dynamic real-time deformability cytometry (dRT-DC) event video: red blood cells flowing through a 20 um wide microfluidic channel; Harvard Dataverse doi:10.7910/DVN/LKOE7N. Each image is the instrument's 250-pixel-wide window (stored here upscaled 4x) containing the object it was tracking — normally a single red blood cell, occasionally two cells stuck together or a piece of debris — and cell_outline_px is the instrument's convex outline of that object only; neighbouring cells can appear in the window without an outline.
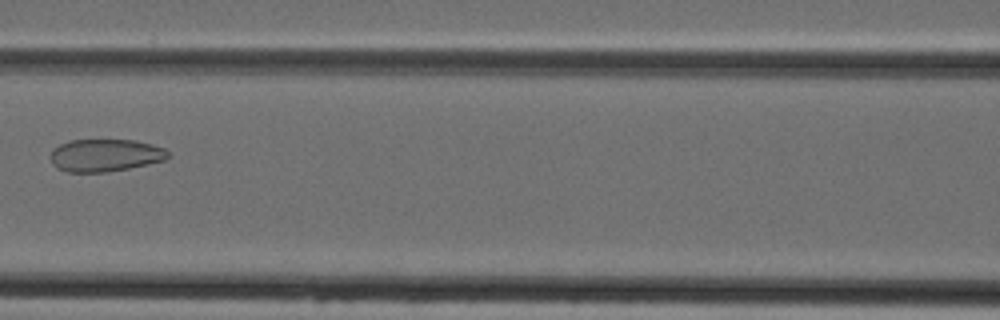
{"species": "Egyptian fruit bat (a non-hibernating species)", "species_latin": "Rousettus aegyptiacus", "temperature_condition": "cold", "stored_images_in_passage": 3, "camera_frame_rate_fps": 3000, "um_per_image_px": 0.085, "animal": {"sex": "female"}, "frame": {"image": 1, "passage_image": 3, "time_ms": 2.333, "image_size_px": [1000, 320], "cell_outline_px": [[172, 156], [164, 160], [148, 164], [128, 168], [104, 172], [68, 172], [56, 168], [52, 164], [52, 148], [68, 140], [136, 140], [152, 144], [164, 148]], "centroid_in_image_um": [8.95, 13.19], "position_along_channel_um": 157.7, "area_um2": 22.31}}